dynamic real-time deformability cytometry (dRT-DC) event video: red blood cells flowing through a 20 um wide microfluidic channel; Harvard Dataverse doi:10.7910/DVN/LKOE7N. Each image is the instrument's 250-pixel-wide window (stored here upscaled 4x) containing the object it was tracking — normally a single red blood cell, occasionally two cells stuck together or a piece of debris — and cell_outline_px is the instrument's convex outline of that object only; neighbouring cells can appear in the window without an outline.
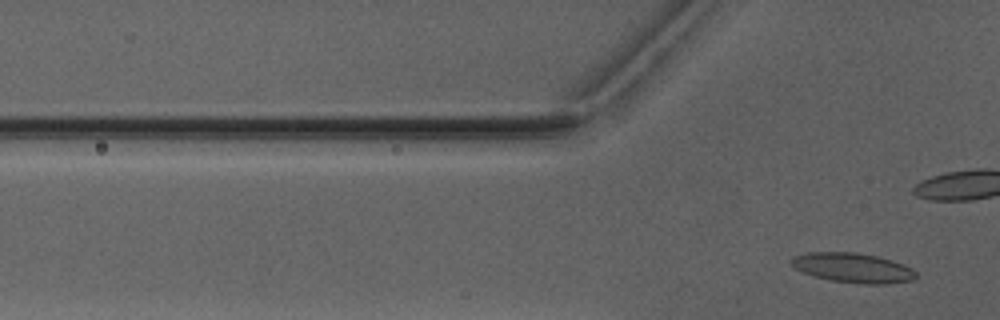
{"species": "Egyptian fruit bat (a non-hibernating species)", "species_latin": "Rousettus aegyptiacus", "temperature_condition": "warm", "stored_images_in_passage": 6, "camera_frame_rate_fps": 3000, "um_per_image_px": 0.085, "animal": {"sex": "male"}, "frame": {"image": 1, "passage_image": 6, "time_ms": 6.667, "image_size_px": [1000, 320], "cell_outline_px": [[916, 276], [912, 280], [884, 284], [860, 284], [832, 280], [816, 276], [804, 272], [796, 268], [788, 260], [796, 256], [808, 252], [856, 252], [876, 256], [892, 260], [912, 268], [916, 272]], "centroid_in_image_um": [72.51, 22.76], "position_along_channel_um": 53.3, "area_um2": 21.33}}